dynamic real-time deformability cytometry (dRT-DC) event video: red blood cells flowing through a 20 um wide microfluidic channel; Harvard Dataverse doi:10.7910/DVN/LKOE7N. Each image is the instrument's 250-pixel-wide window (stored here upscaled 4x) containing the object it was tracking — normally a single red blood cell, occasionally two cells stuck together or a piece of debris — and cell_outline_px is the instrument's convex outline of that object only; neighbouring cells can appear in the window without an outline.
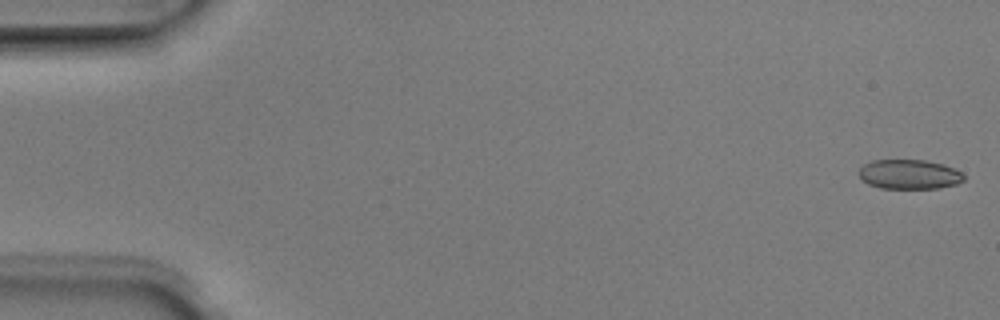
{"species": "Egyptian fruit bat (a non-hibernating species)", "species_latin": "Rousettus aegyptiacus", "temperature_condition": "room temperature", "stored_images_in_passage": 4, "camera_frame_rate_fps": 3000, "um_per_image_px": 0.085, "animal": {"sex": "male"}, "frame": {"image": 1, "passage_image": 1, "time_ms": 0.0, "image_size_px": [1000, 320], "cell_outline_px": [[964, 180], [956, 184], [936, 188], [880, 188], [868, 184], [860, 180], [856, 172], [864, 164], [872, 160], [924, 160], [944, 164], [960, 172], [964, 176]], "centroid_in_image_um": [77.22, 14.81], "position_along_channel_um": 7.8, "area_um2": 18.15}}
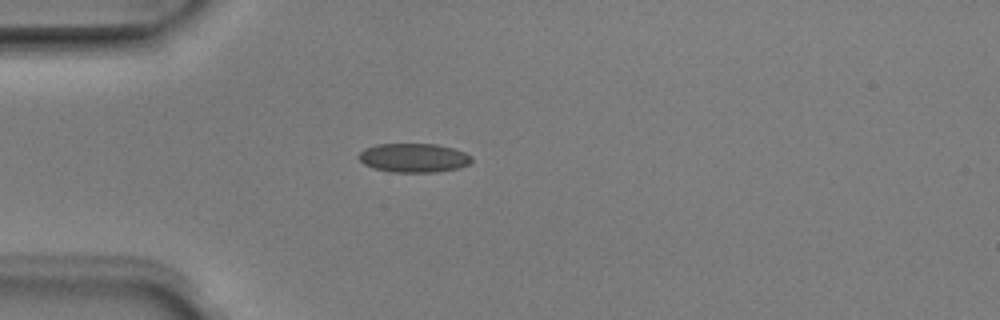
{"frame": {"image": 2, "passage_image": 4, "time_ms": 1.0, "image_size_px": [1000, 320], "cell_outline_px": [[472, 160], [468, 164], [460, 168], [436, 172], [392, 172], [372, 168], [364, 164], [356, 156], [364, 148], [376, 144], [436, 144], [452, 148], [464, 152], [472, 156]], "centroid_in_image_um": [35.14, 13.42], "position_along_channel_um": 49.9, "area_um2": 19.19}}